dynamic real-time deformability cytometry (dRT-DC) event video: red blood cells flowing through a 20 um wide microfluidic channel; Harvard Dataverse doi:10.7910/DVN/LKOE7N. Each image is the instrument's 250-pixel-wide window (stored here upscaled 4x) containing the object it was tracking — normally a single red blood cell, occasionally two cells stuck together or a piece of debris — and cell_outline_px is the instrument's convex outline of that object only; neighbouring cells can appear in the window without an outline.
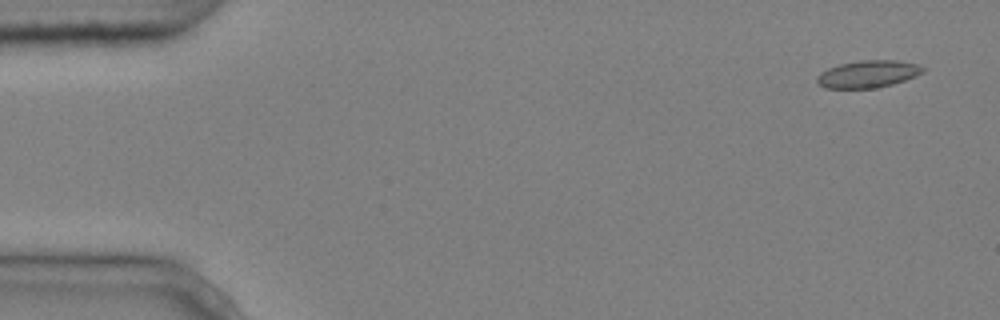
{"species": "common noctule bat (a hibernating species)", "species_latin": "Nyctalus noctula", "temperature_condition": "cold", "stored_images_in_passage": 5, "segment_of_instrument_passage": [1, 2], "camera_frame_rate_fps": 3000, "um_per_image_px": 0.085, "animal": {"sex": "male", "body_mass_g": 20.4}, "frame": {"image": 1, "passage_image": 1, "time_ms": 0.0, "image_size_px": [1000, 320], "cell_outline_px": [[924, 72], [916, 76], [892, 84], [876, 88], [824, 88], [816, 80], [816, 76], [820, 72], [828, 68], [840, 64], [860, 60], [896, 60], [916, 64], [924, 68]], "centroid_in_image_um": [73.76, 6.29], "position_along_channel_um": 11.2, "area_um2": 16.76}}
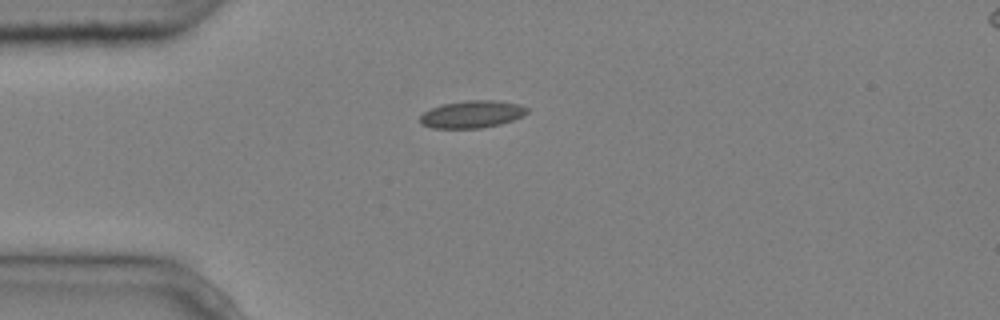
{"frame": {"image": 2, "passage_image": 4, "time_ms": 1.0, "image_size_px": [1000, 320], "cell_outline_px": [[528, 112], [524, 116], [500, 124], [480, 128], [432, 128], [420, 124], [420, 116], [424, 112], [432, 108], [444, 104], [468, 100], [492, 100], [520, 104], [528, 108]], "centroid_in_image_um": [40.13, 9.71], "position_along_channel_um": 44.9, "area_um2": 16.99}}